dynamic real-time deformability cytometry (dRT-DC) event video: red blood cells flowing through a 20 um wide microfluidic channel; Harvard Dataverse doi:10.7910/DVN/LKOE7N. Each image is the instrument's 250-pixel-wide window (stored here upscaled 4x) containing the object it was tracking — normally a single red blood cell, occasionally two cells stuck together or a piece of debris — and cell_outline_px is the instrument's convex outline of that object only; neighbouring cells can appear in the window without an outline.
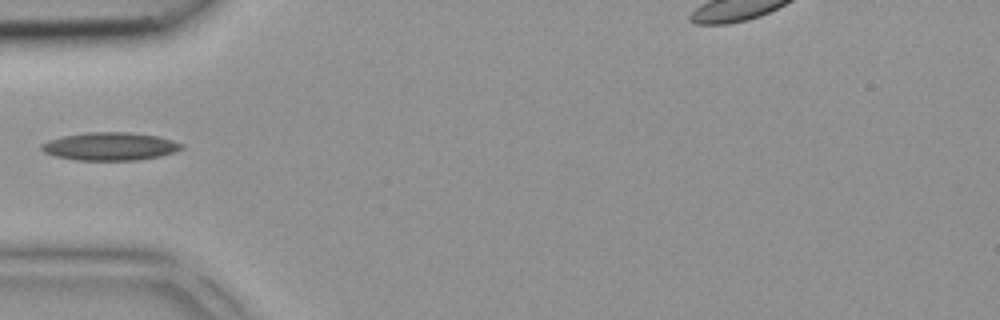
{"species": "common noctule bat (a hibernating species)", "species_latin": "Nyctalus noctula", "temperature_condition": "room temperature", "stored_images_in_passage": 1, "camera_frame_rate_fps": 3000, "um_per_image_px": 0.085, "animal": {"sex": "female", "body_mass_g": 18.4}, "frame": {"image": 1, "passage_image": 1, "time_ms": 0.0, "image_size_px": [1000, 320], "cell_outline_px": [[184, 148], [160, 156], [136, 160], [76, 160], [56, 156], [44, 152], [40, 148], [40, 144], [48, 140], [64, 136], [88, 132], [128, 132], [160, 136], [184, 144]], "centroid_in_image_um": [9.36, 12.43], "position_along_channel_um": 75.6, "area_um2": 22.83}}